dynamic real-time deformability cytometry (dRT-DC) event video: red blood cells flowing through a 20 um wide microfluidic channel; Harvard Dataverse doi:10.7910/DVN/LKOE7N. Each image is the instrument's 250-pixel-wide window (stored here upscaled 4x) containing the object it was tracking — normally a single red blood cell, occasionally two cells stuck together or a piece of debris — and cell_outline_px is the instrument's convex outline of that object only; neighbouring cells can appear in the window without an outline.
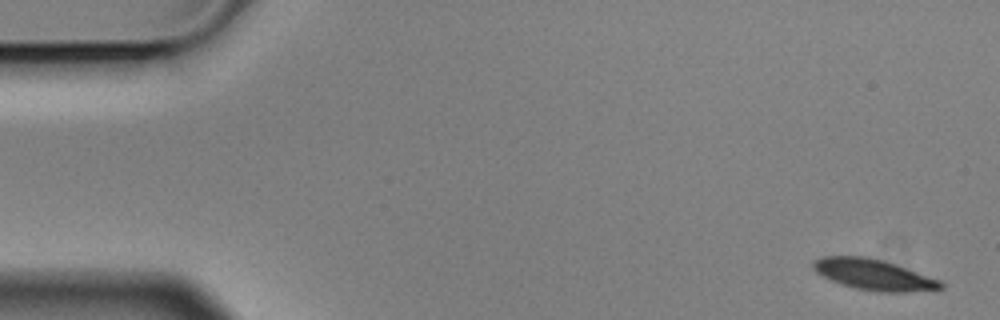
{"species": "Egyptian fruit bat (a non-hibernating species)", "species_latin": "Rousettus aegyptiacus", "temperature_condition": "cold", "stored_images_in_passage": 4, "camera_frame_rate_fps": 3000, "um_per_image_px": 0.085, "animal": {"sex": "male"}, "frame": {"image": 1, "passage_image": 1, "time_ms": 0.0, "image_size_px": [1000, 320], "cell_outline_px": [[944, 288], [908, 292], [876, 292], [856, 288], [840, 284], [816, 272], [812, 268], [812, 264], [816, 260], [824, 256], [868, 256], [896, 264], [940, 280], [944, 284]], "centroid_in_image_um": [74.28, 23.34], "position_along_channel_um": 10.7, "area_um2": 22.83}}
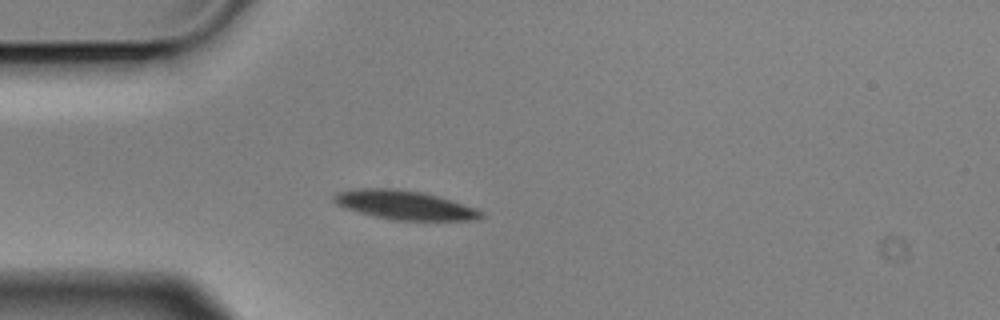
{"frame": {"image": 2, "passage_image": 4, "time_ms": 1.0, "image_size_px": [1000, 320], "cell_outline_px": [[484, 216], [480, 220], [392, 220], [344, 208], [336, 204], [332, 200], [332, 196], [336, 192], [352, 188], [396, 188], [420, 192], [436, 196], [476, 208], [484, 212]], "centroid_in_image_um": [34.35, 17.42], "position_along_channel_um": 50.6, "area_um2": 24.91}}